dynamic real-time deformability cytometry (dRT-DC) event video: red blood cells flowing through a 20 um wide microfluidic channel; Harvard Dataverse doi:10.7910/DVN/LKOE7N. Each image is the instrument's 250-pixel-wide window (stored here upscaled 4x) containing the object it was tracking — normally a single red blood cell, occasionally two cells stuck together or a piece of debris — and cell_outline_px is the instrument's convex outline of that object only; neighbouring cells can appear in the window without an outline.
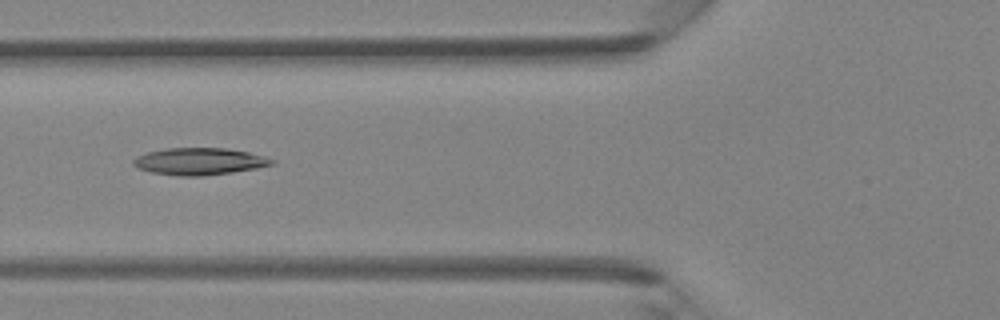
{"species": "Egyptian fruit bat (a non-hibernating species)", "species_latin": "Rousettus aegyptiacus", "temperature_condition": "room temperature", "stored_images_in_passage": 31, "camera_frame_rate_fps": 3000, "um_per_image_px": 0.085, "animal": {"sex": "female"}, "frame": {"image": 1, "passage_image": 7, "time_ms": 2.0, "image_size_px": [1000, 320], "cell_outline_px": [[276, 164], [256, 168], [232, 172], [200, 176], [180, 176], [152, 172], [136, 168], [132, 164], [132, 160], [136, 156], [148, 152], [168, 148], [224, 148], [248, 152], [264, 156], [276, 160]], "centroid_in_image_um": [16.94, 13.72], "position_along_channel_um": 108.9, "area_um2": 21.79}}
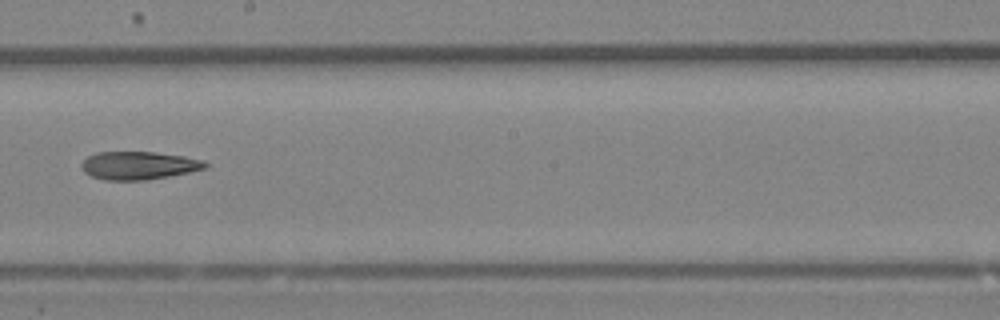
{"frame": {"image": 2, "passage_image": 15, "time_ms": 4.667, "image_size_px": [1000, 320], "cell_outline_px": [[208, 168], [148, 180], [108, 180], [92, 176], [84, 172], [80, 164], [88, 156], [96, 152], [156, 152], [184, 156], [204, 160], [208, 164]], "centroid_in_image_um": [11.81, 14.06], "position_along_channel_um": 236.4, "area_um2": 20.23}}
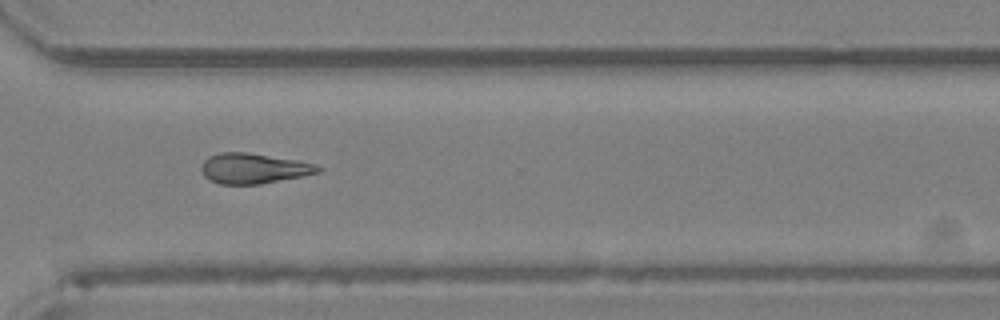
{"frame": {"image": 3, "passage_image": 22, "time_ms": 7.0, "image_size_px": [1000, 320], "cell_outline_px": [[324, 168], [320, 172], [260, 184], [220, 184], [208, 180], [204, 176], [200, 168], [204, 160], [208, 156], [220, 152], [248, 152], [300, 160], [316, 164]], "centroid_in_image_um": [21.55, 14.3], "position_along_channel_um": 349.1, "area_um2": 20.81}}